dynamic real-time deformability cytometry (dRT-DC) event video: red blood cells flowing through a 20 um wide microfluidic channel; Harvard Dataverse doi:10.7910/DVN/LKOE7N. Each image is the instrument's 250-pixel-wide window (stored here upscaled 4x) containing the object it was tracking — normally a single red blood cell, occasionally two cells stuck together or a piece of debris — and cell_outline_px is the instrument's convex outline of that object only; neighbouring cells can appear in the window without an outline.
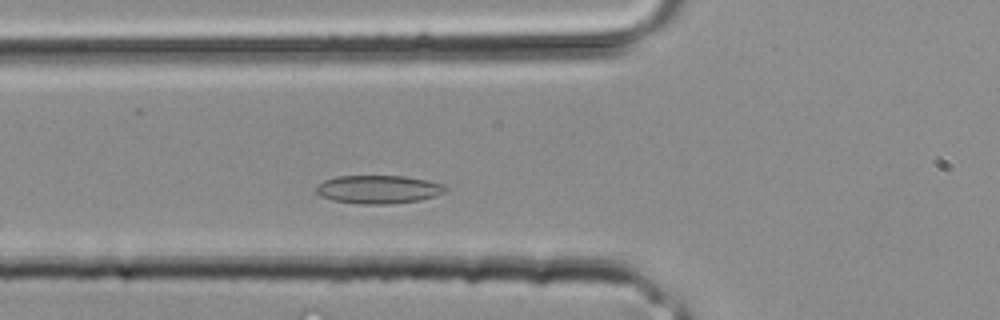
{"species": "common noctule bat (a hibernating species)", "species_latin": "Nyctalus noctula", "temperature_condition": "room temperature", "stored_images_in_passage": 28, "camera_frame_rate_fps": 3000, "um_per_image_px": 0.085, "animal": {"sex": "male", "body_mass_g": 20.4}, "frame": {"image": 1, "passage_image": 6, "time_ms": 1.667, "image_size_px": [1000, 320], "cell_outline_px": [[448, 188], [444, 192], [420, 200], [388, 204], [360, 204], [332, 200], [320, 196], [316, 192], [316, 188], [324, 180], [336, 176], [404, 176], [428, 180], [444, 184]], "centroid_in_image_um": [32.16, 16.09], "position_along_channel_um": 93.6, "area_um2": 21.27}}
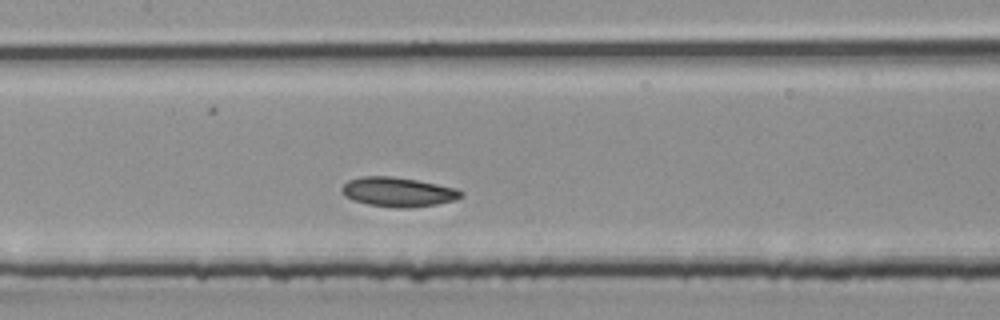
{"frame": {"image": 2, "passage_image": 10, "time_ms": 3.0, "image_size_px": [1000, 320], "cell_outline_px": [[464, 196], [452, 200], [436, 204], [408, 208], [392, 208], [368, 204], [352, 200], [344, 196], [340, 192], [340, 188], [348, 180], [360, 176], [392, 176], [416, 180], [456, 188], [464, 192]], "centroid_in_image_um": [33.78, 16.32], "position_along_channel_um": 173.6, "area_um2": 20.58}}
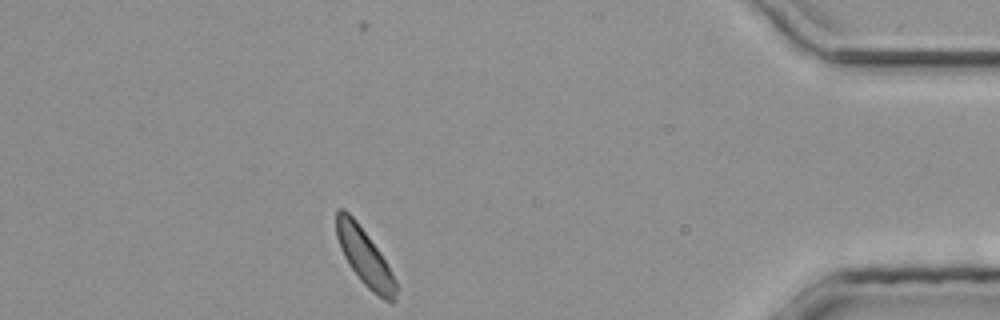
{"frame": {"image": 3, "passage_image": 24, "time_ms": 7.667, "image_size_px": [1000, 320], "cell_outline_px": [[396, 300], [392, 304], [384, 300], [372, 292], [360, 280], [348, 264], [340, 248], [336, 236], [336, 212], [340, 208], [344, 208], [356, 220], [380, 252], [392, 272], [396, 280]], "centroid_in_image_um": [31.0, 21.87], "position_along_channel_um": 404.2, "area_um2": 19.77}}